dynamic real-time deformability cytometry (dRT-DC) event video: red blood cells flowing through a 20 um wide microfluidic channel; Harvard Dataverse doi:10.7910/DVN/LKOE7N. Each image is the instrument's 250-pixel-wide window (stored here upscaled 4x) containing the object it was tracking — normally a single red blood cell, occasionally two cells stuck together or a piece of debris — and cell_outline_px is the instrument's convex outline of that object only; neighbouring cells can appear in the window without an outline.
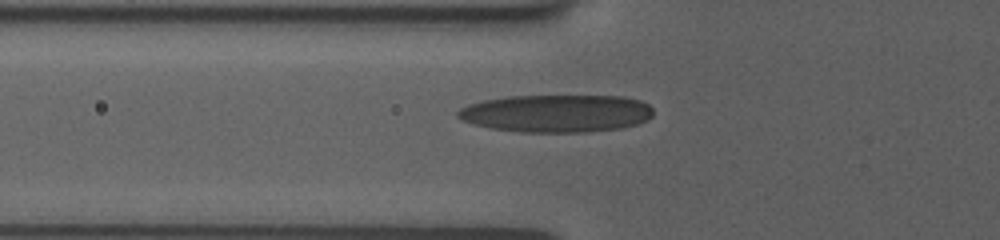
{"species": "human", "species_latin": "Homo sapiens", "temperature_condition": "room temperature", "stored_images_in_passage": 3, "camera_frame_rate_fps": 3000, "um_per_image_px": 0.085, "donor": {"sex": "female"}, "frame": {"image": 1, "passage_image": 2, "time_ms": 0.333, "image_size_px": [1000, 240], "cell_outline_px": [[652, 116], [648, 120], [636, 124], [620, 128], [584, 132], [524, 132], [492, 128], [476, 124], [464, 120], [456, 116], [456, 112], [460, 108], [468, 104], [484, 100], [508, 96], [624, 96], [640, 100], [648, 104], [652, 108]], "centroid_in_image_um": [47.32, 9.63], "position_along_channel_um": 78.5, "area_um2": 42.77}}